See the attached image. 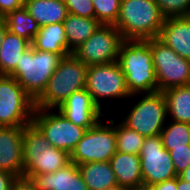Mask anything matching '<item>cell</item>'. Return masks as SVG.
I'll return each instance as SVG.
<instances>
[{
  "mask_svg": "<svg viewBox=\"0 0 190 190\" xmlns=\"http://www.w3.org/2000/svg\"><path fill=\"white\" fill-rule=\"evenodd\" d=\"M158 39L179 56L190 60V16L166 18Z\"/></svg>",
  "mask_w": 190,
  "mask_h": 190,
  "instance_id": "e0dca14e",
  "label": "cell"
},
{
  "mask_svg": "<svg viewBox=\"0 0 190 190\" xmlns=\"http://www.w3.org/2000/svg\"><path fill=\"white\" fill-rule=\"evenodd\" d=\"M70 162V154L51 146L33 122L23 127V177L53 173Z\"/></svg>",
  "mask_w": 190,
  "mask_h": 190,
  "instance_id": "3957f363",
  "label": "cell"
},
{
  "mask_svg": "<svg viewBox=\"0 0 190 190\" xmlns=\"http://www.w3.org/2000/svg\"><path fill=\"white\" fill-rule=\"evenodd\" d=\"M166 18L190 16V0H154Z\"/></svg>",
  "mask_w": 190,
  "mask_h": 190,
  "instance_id": "f1b7e54d",
  "label": "cell"
},
{
  "mask_svg": "<svg viewBox=\"0 0 190 190\" xmlns=\"http://www.w3.org/2000/svg\"><path fill=\"white\" fill-rule=\"evenodd\" d=\"M32 122L45 135L51 146L69 154L86 131L65 118L57 109L35 108Z\"/></svg>",
  "mask_w": 190,
  "mask_h": 190,
  "instance_id": "8fae6325",
  "label": "cell"
},
{
  "mask_svg": "<svg viewBox=\"0 0 190 190\" xmlns=\"http://www.w3.org/2000/svg\"><path fill=\"white\" fill-rule=\"evenodd\" d=\"M61 59L58 54L36 50L31 45L24 51L16 69L9 76L14 77L35 102L45 91Z\"/></svg>",
  "mask_w": 190,
  "mask_h": 190,
  "instance_id": "277c9868",
  "label": "cell"
},
{
  "mask_svg": "<svg viewBox=\"0 0 190 190\" xmlns=\"http://www.w3.org/2000/svg\"><path fill=\"white\" fill-rule=\"evenodd\" d=\"M158 91L190 84V60L179 56L158 38L149 39Z\"/></svg>",
  "mask_w": 190,
  "mask_h": 190,
  "instance_id": "9c48e42d",
  "label": "cell"
},
{
  "mask_svg": "<svg viewBox=\"0 0 190 190\" xmlns=\"http://www.w3.org/2000/svg\"><path fill=\"white\" fill-rule=\"evenodd\" d=\"M165 18L154 0H121L114 26L124 40L158 38Z\"/></svg>",
  "mask_w": 190,
  "mask_h": 190,
  "instance_id": "7a4b0ae2",
  "label": "cell"
},
{
  "mask_svg": "<svg viewBox=\"0 0 190 190\" xmlns=\"http://www.w3.org/2000/svg\"><path fill=\"white\" fill-rule=\"evenodd\" d=\"M111 116L106 122L101 119L94 127L85 131L70 154V161L76 165L87 162H109L117 152L115 120Z\"/></svg>",
  "mask_w": 190,
  "mask_h": 190,
  "instance_id": "52a82bcc",
  "label": "cell"
},
{
  "mask_svg": "<svg viewBox=\"0 0 190 190\" xmlns=\"http://www.w3.org/2000/svg\"><path fill=\"white\" fill-rule=\"evenodd\" d=\"M117 62L125 75L131 95L158 91L149 39L124 40Z\"/></svg>",
  "mask_w": 190,
  "mask_h": 190,
  "instance_id": "6da1fadb",
  "label": "cell"
},
{
  "mask_svg": "<svg viewBox=\"0 0 190 190\" xmlns=\"http://www.w3.org/2000/svg\"><path fill=\"white\" fill-rule=\"evenodd\" d=\"M177 176L190 166V148L169 151Z\"/></svg>",
  "mask_w": 190,
  "mask_h": 190,
  "instance_id": "4dcf8cb0",
  "label": "cell"
},
{
  "mask_svg": "<svg viewBox=\"0 0 190 190\" xmlns=\"http://www.w3.org/2000/svg\"><path fill=\"white\" fill-rule=\"evenodd\" d=\"M8 31V28H7V24L6 22L2 19L0 21V47H1V43L4 39V36L6 34V32Z\"/></svg>",
  "mask_w": 190,
  "mask_h": 190,
  "instance_id": "d590c367",
  "label": "cell"
},
{
  "mask_svg": "<svg viewBox=\"0 0 190 190\" xmlns=\"http://www.w3.org/2000/svg\"><path fill=\"white\" fill-rule=\"evenodd\" d=\"M95 18L103 25H114L118 19L121 0H92Z\"/></svg>",
  "mask_w": 190,
  "mask_h": 190,
  "instance_id": "83f0119b",
  "label": "cell"
},
{
  "mask_svg": "<svg viewBox=\"0 0 190 190\" xmlns=\"http://www.w3.org/2000/svg\"><path fill=\"white\" fill-rule=\"evenodd\" d=\"M124 41L114 25H101L72 54L86 66L108 64L117 61Z\"/></svg>",
  "mask_w": 190,
  "mask_h": 190,
  "instance_id": "7c38bea8",
  "label": "cell"
},
{
  "mask_svg": "<svg viewBox=\"0 0 190 190\" xmlns=\"http://www.w3.org/2000/svg\"><path fill=\"white\" fill-rule=\"evenodd\" d=\"M31 45L36 50L52 52L60 55L62 58L69 55L63 23H54L40 27Z\"/></svg>",
  "mask_w": 190,
  "mask_h": 190,
  "instance_id": "44dd1931",
  "label": "cell"
},
{
  "mask_svg": "<svg viewBox=\"0 0 190 190\" xmlns=\"http://www.w3.org/2000/svg\"><path fill=\"white\" fill-rule=\"evenodd\" d=\"M130 99L133 101L131 104H127L128 113L123 116L124 118L119 117L120 121L144 137L159 135L167 122L166 101L163 92L134 94Z\"/></svg>",
  "mask_w": 190,
  "mask_h": 190,
  "instance_id": "8992f818",
  "label": "cell"
},
{
  "mask_svg": "<svg viewBox=\"0 0 190 190\" xmlns=\"http://www.w3.org/2000/svg\"><path fill=\"white\" fill-rule=\"evenodd\" d=\"M57 110L69 121L86 130L94 127L105 115L85 88L73 92Z\"/></svg>",
  "mask_w": 190,
  "mask_h": 190,
  "instance_id": "5bb4252c",
  "label": "cell"
},
{
  "mask_svg": "<svg viewBox=\"0 0 190 190\" xmlns=\"http://www.w3.org/2000/svg\"><path fill=\"white\" fill-rule=\"evenodd\" d=\"M105 190H126V188L120 187L118 185V186H115V187H112V188H109V189H105Z\"/></svg>",
  "mask_w": 190,
  "mask_h": 190,
  "instance_id": "ab89813d",
  "label": "cell"
},
{
  "mask_svg": "<svg viewBox=\"0 0 190 190\" xmlns=\"http://www.w3.org/2000/svg\"><path fill=\"white\" fill-rule=\"evenodd\" d=\"M109 162L120 187L128 189L143 186L139 155L117 151Z\"/></svg>",
  "mask_w": 190,
  "mask_h": 190,
  "instance_id": "ac0fdd59",
  "label": "cell"
},
{
  "mask_svg": "<svg viewBox=\"0 0 190 190\" xmlns=\"http://www.w3.org/2000/svg\"><path fill=\"white\" fill-rule=\"evenodd\" d=\"M115 133L117 151L139 155L141 147L144 144L145 137L135 130L125 126L121 121H115Z\"/></svg>",
  "mask_w": 190,
  "mask_h": 190,
  "instance_id": "4316f807",
  "label": "cell"
},
{
  "mask_svg": "<svg viewBox=\"0 0 190 190\" xmlns=\"http://www.w3.org/2000/svg\"><path fill=\"white\" fill-rule=\"evenodd\" d=\"M30 46L28 40L7 31L0 47V75H10L16 69L24 51Z\"/></svg>",
  "mask_w": 190,
  "mask_h": 190,
  "instance_id": "cb8c5ba5",
  "label": "cell"
},
{
  "mask_svg": "<svg viewBox=\"0 0 190 190\" xmlns=\"http://www.w3.org/2000/svg\"><path fill=\"white\" fill-rule=\"evenodd\" d=\"M2 19L6 22L10 33L18 35L32 44L40 26L25 7L9 12Z\"/></svg>",
  "mask_w": 190,
  "mask_h": 190,
  "instance_id": "d4e9b609",
  "label": "cell"
},
{
  "mask_svg": "<svg viewBox=\"0 0 190 190\" xmlns=\"http://www.w3.org/2000/svg\"><path fill=\"white\" fill-rule=\"evenodd\" d=\"M178 177L183 181L190 183V166L182 173H180Z\"/></svg>",
  "mask_w": 190,
  "mask_h": 190,
  "instance_id": "74e56055",
  "label": "cell"
},
{
  "mask_svg": "<svg viewBox=\"0 0 190 190\" xmlns=\"http://www.w3.org/2000/svg\"><path fill=\"white\" fill-rule=\"evenodd\" d=\"M177 190H190V183L183 181L177 176Z\"/></svg>",
  "mask_w": 190,
  "mask_h": 190,
  "instance_id": "8d00e7d4",
  "label": "cell"
},
{
  "mask_svg": "<svg viewBox=\"0 0 190 190\" xmlns=\"http://www.w3.org/2000/svg\"><path fill=\"white\" fill-rule=\"evenodd\" d=\"M101 25L96 18H85L68 13L63 26L68 42L69 54H72Z\"/></svg>",
  "mask_w": 190,
  "mask_h": 190,
  "instance_id": "ffe728a7",
  "label": "cell"
},
{
  "mask_svg": "<svg viewBox=\"0 0 190 190\" xmlns=\"http://www.w3.org/2000/svg\"><path fill=\"white\" fill-rule=\"evenodd\" d=\"M16 179L17 177L11 173L0 170V190H11Z\"/></svg>",
  "mask_w": 190,
  "mask_h": 190,
  "instance_id": "d6a6232c",
  "label": "cell"
},
{
  "mask_svg": "<svg viewBox=\"0 0 190 190\" xmlns=\"http://www.w3.org/2000/svg\"><path fill=\"white\" fill-rule=\"evenodd\" d=\"M85 89L102 112L105 109L103 106L104 100L110 102L113 99H123L126 102L128 100V102H131L129 99L131 94L126 85L125 75L117 61L88 66Z\"/></svg>",
  "mask_w": 190,
  "mask_h": 190,
  "instance_id": "ba28073f",
  "label": "cell"
},
{
  "mask_svg": "<svg viewBox=\"0 0 190 190\" xmlns=\"http://www.w3.org/2000/svg\"><path fill=\"white\" fill-rule=\"evenodd\" d=\"M0 170L23 177V127H0Z\"/></svg>",
  "mask_w": 190,
  "mask_h": 190,
  "instance_id": "9a60e30c",
  "label": "cell"
},
{
  "mask_svg": "<svg viewBox=\"0 0 190 190\" xmlns=\"http://www.w3.org/2000/svg\"><path fill=\"white\" fill-rule=\"evenodd\" d=\"M28 178L37 190H89L78 165L73 162L56 172L30 175Z\"/></svg>",
  "mask_w": 190,
  "mask_h": 190,
  "instance_id": "2e32d148",
  "label": "cell"
},
{
  "mask_svg": "<svg viewBox=\"0 0 190 190\" xmlns=\"http://www.w3.org/2000/svg\"><path fill=\"white\" fill-rule=\"evenodd\" d=\"M150 190H177V177L148 187Z\"/></svg>",
  "mask_w": 190,
  "mask_h": 190,
  "instance_id": "e575fe53",
  "label": "cell"
},
{
  "mask_svg": "<svg viewBox=\"0 0 190 190\" xmlns=\"http://www.w3.org/2000/svg\"><path fill=\"white\" fill-rule=\"evenodd\" d=\"M11 190H37L29 178L19 177L12 184Z\"/></svg>",
  "mask_w": 190,
  "mask_h": 190,
  "instance_id": "836d02e7",
  "label": "cell"
},
{
  "mask_svg": "<svg viewBox=\"0 0 190 190\" xmlns=\"http://www.w3.org/2000/svg\"><path fill=\"white\" fill-rule=\"evenodd\" d=\"M24 7L40 27L63 23L68 14L62 0H25Z\"/></svg>",
  "mask_w": 190,
  "mask_h": 190,
  "instance_id": "d6986e66",
  "label": "cell"
},
{
  "mask_svg": "<svg viewBox=\"0 0 190 190\" xmlns=\"http://www.w3.org/2000/svg\"><path fill=\"white\" fill-rule=\"evenodd\" d=\"M87 68L73 54L60 60L35 108L57 109L73 93L86 86Z\"/></svg>",
  "mask_w": 190,
  "mask_h": 190,
  "instance_id": "5b68a950",
  "label": "cell"
},
{
  "mask_svg": "<svg viewBox=\"0 0 190 190\" xmlns=\"http://www.w3.org/2000/svg\"><path fill=\"white\" fill-rule=\"evenodd\" d=\"M139 156L143 186L149 187L177 177L170 153L164 148L160 134L145 137Z\"/></svg>",
  "mask_w": 190,
  "mask_h": 190,
  "instance_id": "4fadbf2b",
  "label": "cell"
},
{
  "mask_svg": "<svg viewBox=\"0 0 190 190\" xmlns=\"http://www.w3.org/2000/svg\"><path fill=\"white\" fill-rule=\"evenodd\" d=\"M89 190H105L118 186L110 162H87L78 165Z\"/></svg>",
  "mask_w": 190,
  "mask_h": 190,
  "instance_id": "7402d4cb",
  "label": "cell"
},
{
  "mask_svg": "<svg viewBox=\"0 0 190 190\" xmlns=\"http://www.w3.org/2000/svg\"><path fill=\"white\" fill-rule=\"evenodd\" d=\"M162 92L166 101L167 120L190 123V84Z\"/></svg>",
  "mask_w": 190,
  "mask_h": 190,
  "instance_id": "603a6c76",
  "label": "cell"
},
{
  "mask_svg": "<svg viewBox=\"0 0 190 190\" xmlns=\"http://www.w3.org/2000/svg\"><path fill=\"white\" fill-rule=\"evenodd\" d=\"M160 135L168 152L175 148H190V123L167 120Z\"/></svg>",
  "mask_w": 190,
  "mask_h": 190,
  "instance_id": "484cf974",
  "label": "cell"
},
{
  "mask_svg": "<svg viewBox=\"0 0 190 190\" xmlns=\"http://www.w3.org/2000/svg\"><path fill=\"white\" fill-rule=\"evenodd\" d=\"M35 102L14 77L0 75V127H24L32 122Z\"/></svg>",
  "mask_w": 190,
  "mask_h": 190,
  "instance_id": "30bf717a",
  "label": "cell"
},
{
  "mask_svg": "<svg viewBox=\"0 0 190 190\" xmlns=\"http://www.w3.org/2000/svg\"><path fill=\"white\" fill-rule=\"evenodd\" d=\"M25 0H0V16L4 18L9 12L24 7Z\"/></svg>",
  "mask_w": 190,
  "mask_h": 190,
  "instance_id": "1f68e13d",
  "label": "cell"
},
{
  "mask_svg": "<svg viewBox=\"0 0 190 190\" xmlns=\"http://www.w3.org/2000/svg\"><path fill=\"white\" fill-rule=\"evenodd\" d=\"M64 3L70 14L85 18H95L92 0H64Z\"/></svg>",
  "mask_w": 190,
  "mask_h": 190,
  "instance_id": "f546056e",
  "label": "cell"
},
{
  "mask_svg": "<svg viewBox=\"0 0 190 190\" xmlns=\"http://www.w3.org/2000/svg\"><path fill=\"white\" fill-rule=\"evenodd\" d=\"M126 190H150L148 187L142 186L137 188H128Z\"/></svg>",
  "mask_w": 190,
  "mask_h": 190,
  "instance_id": "f35d334b",
  "label": "cell"
}]
</instances>
